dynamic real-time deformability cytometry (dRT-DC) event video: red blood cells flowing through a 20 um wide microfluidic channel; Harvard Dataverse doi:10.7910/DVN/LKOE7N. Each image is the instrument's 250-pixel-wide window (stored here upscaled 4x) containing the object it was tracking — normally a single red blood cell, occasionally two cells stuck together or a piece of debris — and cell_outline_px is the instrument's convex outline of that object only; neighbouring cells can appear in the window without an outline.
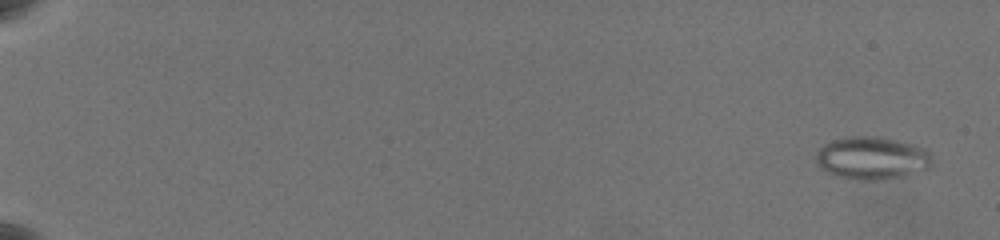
{"species": "common noctule bat (a hibernating species)", "species_latin": "Nyctalus noctula", "temperature_condition": "warm", "stored_images_in_passage": 65, "segment_of_instrument_passage": [1, 2], "camera_frame_rate_fps": 3000, "um_per_image_px": 0.085, "animal": {"sex": "female", "body_mass_g": 19.5, "forearm_length_mm": 54.1}, "frame": {"image": 1, "passage_image": 4, "time_ms": 1.0, "image_size_px": [1000, 240], "cell_outline_px": [[932, 164], [928, 168], [904, 176], [880, 180], [860, 180], [836, 176], [820, 168], [816, 160], [816, 152], [824, 144], [832, 140], [844, 136], [880, 136], [912, 144], [924, 148], [932, 156]], "centroid_in_image_um": [74.1, 13.43], "position_along_channel_um": 10.9, "area_um2": 29.07}}
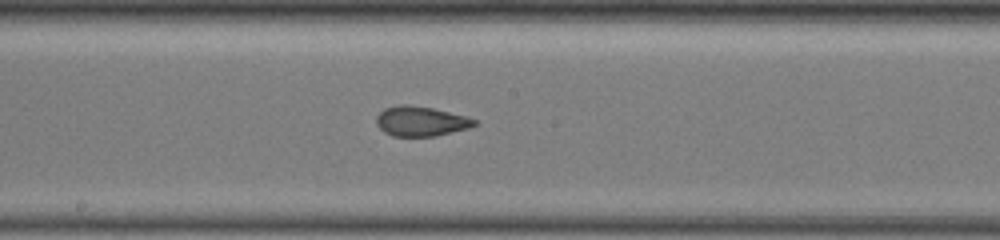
{"frame": {"image": 2, "passage_image": 39, "time_ms": 12.667, "image_size_px": [1000, 240], "cell_outline_px": [[476, 124], [468, 128], [436, 136], [392, 136], [384, 132], [376, 124], [376, 116], [384, 108], [400, 104], [404, 104], [432, 108], [464, 116], [476, 120]], "centroid_in_image_um": [35.72, 10.31], "position_along_channel_um": 212.5, "area_um2": 16.88}}
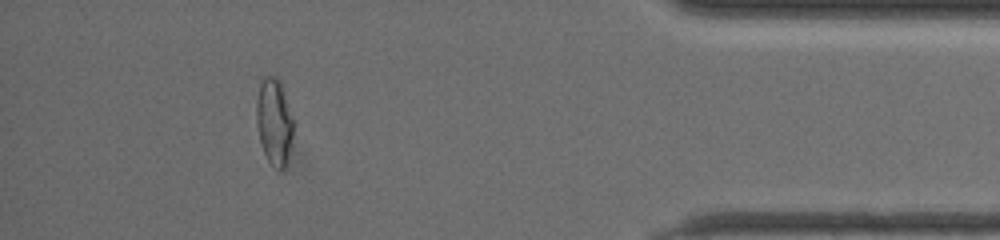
{"frame": {"image": 3, "passage_image": 59, "time_ms": 19.333, "image_size_px": [1000, 240], "cell_outline_px": [[296, 124], [288, 160], [284, 168], [276, 168], [268, 160], [264, 152], [260, 140], [256, 124], [256, 100], [260, 84], [264, 76], [276, 76], [280, 80], [296, 120]], "centroid_in_image_um": [23.36, 10.31], "position_along_channel_um": 411.8, "area_um2": 19.31}}